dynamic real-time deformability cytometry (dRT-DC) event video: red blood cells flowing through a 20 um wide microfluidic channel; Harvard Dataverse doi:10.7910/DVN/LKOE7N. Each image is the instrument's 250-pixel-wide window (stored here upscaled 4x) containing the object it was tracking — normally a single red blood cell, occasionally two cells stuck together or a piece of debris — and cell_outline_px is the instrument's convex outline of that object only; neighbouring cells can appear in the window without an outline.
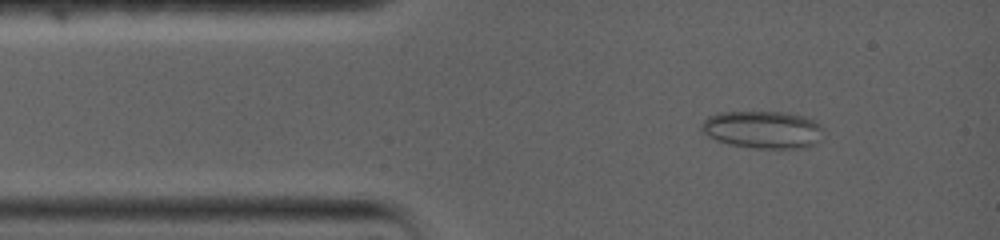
{"species": "common noctule bat (a hibernating species)", "species_latin": "Nyctalus noctula", "temperature_condition": "warm", "stored_images_in_passage": 82, "camera_frame_rate_fps": 5000, "um_per_image_px": 0.085, "animal": {"sex": "female", "body_mass_g": 19.0, "forearm_length_mm": 56.7}, "frame": {"image": 1, "passage_image": 6, "time_ms": 1.2, "image_size_px": [1000, 240], "cell_outline_px": [[820, 140], [808, 148], [752, 148], [728, 144], [716, 140], [700, 132], [700, 124], [708, 116], [716, 112], [784, 112], [800, 116], [812, 120], [820, 124]], "centroid_in_image_um": [64.76, 11.02], "position_along_channel_um": 20.2, "area_um2": 26.7}}
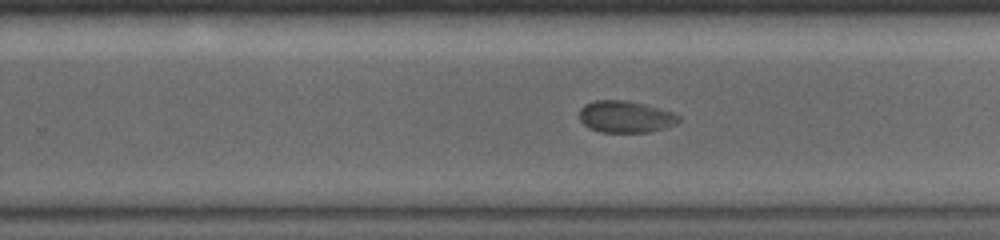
{"frame": {"image": 2, "passage_image": 43, "time_ms": 9.0, "image_size_px": [1000, 240], "cell_outline_px": [[680, 120], [676, 124], [664, 128], [648, 132], [600, 132], [588, 128], [580, 120], [580, 108], [584, 104], [592, 100], [624, 100], [644, 104], [660, 108], [672, 112], [680, 116]], "centroid_in_image_um": [53.15, 9.92], "position_along_channel_um": 276.7, "area_um2": 18.5}}
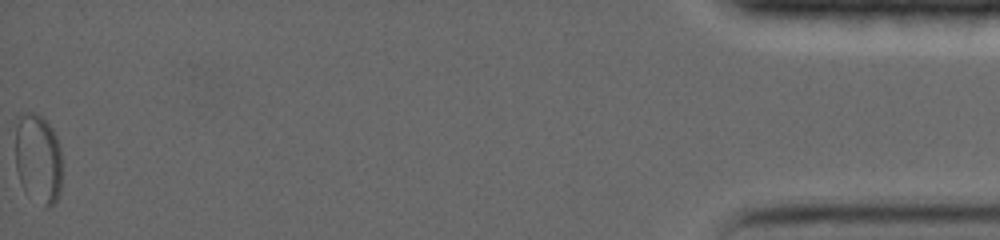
{"frame": {"image": 3, "passage_image": 82, "time_ms": 17.0, "image_size_px": [1000, 240], "cell_outline_px": [[60, 192], [56, 200], [48, 208], [44, 208], [24, 192], [16, 168], [16, 124], [20, 112], [36, 112], [52, 128], [56, 136], [60, 148]], "centroid_in_image_um": [3.22, 13.49], "position_along_channel_um": 432.0, "area_um2": 24.62}}